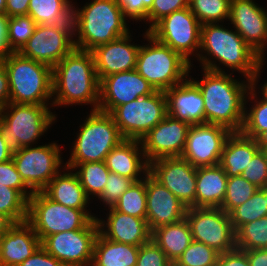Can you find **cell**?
Masks as SVG:
<instances>
[{
	"label": "cell",
	"mask_w": 267,
	"mask_h": 266,
	"mask_svg": "<svg viewBox=\"0 0 267 266\" xmlns=\"http://www.w3.org/2000/svg\"><path fill=\"white\" fill-rule=\"evenodd\" d=\"M197 55L203 64L204 77L201 82H193L204 99L205 123L224 126L231 132H240L244 122L246 98L248 95L251 96L248 99L257 98L255 85H251L249 79L243 83L234 80L214 60L211 61L199 53Z\"/></svg>",
	"instance_id": "1"
},
{
	"label": "cell",
	"mask_w": 267,
	"mask_h": 266,
	"mask_svg": "<svg viewBox=\"0 0 267 266\" xmlns=\"http://www.w3.org/2000/svg\"><path fill=\"white\" fill-rule=\"evenodd\" d=\"M99 80L91 51L74 48L52 68V105L92 104L99 107Z\"/></svg>",
	"instance_id": "2"
},
{
	"label": "cell",
	"mask_w": 267,
	"mask_h": 266,
	"mask_svg": "<svg viewBox=\"0 0 267 266\" xmlns=\"http://www.w3.org/2000/svg\"><path fill=\"white\" fill-rule=\"evenodd\" d=\"M126 17L116 0H94L80 10H72L73 36L77 49L91 51L99 45L127 35Z\"/></svg>",
	"instance_id": "3"
},
{
	"label": "cell",
	"mask_w": 267,
	"mask_h": 266,
	"mask_svg": "<svg viewBox=\"0 0 267 266\" xmlns=\"http://www.w3.org/2000/svg\"><path fill=\"white\" fill-rule=\"evenodd\" d=\"M232 70H237L256 86L264 62L235 30H228L218 23L201 25L200 50ZM258 76V77H257Z\"/></svg>",
	"instance_id": "4"
},
{
	"label": "cell",
	"mask_w": 267,
	"mask_h": 266,
	"mask_svg": "<svg viewBox=\"0 0 267 266\" xmlns=\"http://www.w3.org/2000/svg\"><path fill=\"white\" fill-rule=\"evenodd\" d=\"M3 61L8 74L9 102L47 105L53 96L52 68L19 52H10Z\"/></svg>",
	"instance_id": "5"
},
{
	"label": "cell",
	"mask_w": 267,
	"mask_h": 266,
	"mask_svg": "<svg viewBox=\"0 0 267 266\" xmlns=\"http://www.w3.org/2000/svg\"><path fill=\"white\" fill-rule=\"evenodd\" d=\"M148 45H140L135 70L155 91L165 92L189 77L191 64L178 52L157 41L148 31Z\"/></svg>",
	"instance_id": "6"
},
{
	"label": "cell",
	"mask_w": 267,
	"mask_h": 266,
	"mask_svg": "<svg viewBox=\"0 0 267 266\" xmlns=\"http://www.w3.org/2000/svg\"><path fill=\"white\" fill-rule=\"evenodd\" d=\"M47 106L9 102L0 108V132L12 154L32 145L56 120Z\"/></svg>",
	"instance_id": "7"
},
{
	"label": "cell",
	"mask_w": 267,
	"mask_h": 266,
	"mask_svg": "<svg viewBox=\"0 0 267 266\" xmlns=\"http://www.w3.org/2000/svg\"><path fill=\"white\" fill-rule=\"evenodd\" d=\"M71 157L65 165L104 161L124 138L110 113L92 110L79 130Z\"/></svg>",
	"instance_id": "8"
},
{
	"label": "cell",
	"mask_w": 267,
	"mask_h": 266,
	"mask_svg": "<svg viewBox=\"0 0 267 266\" xmlns=\"http://www.w3.org/2000/svg\"><path fill=\"white\" fill-rule=\"evenodd\" d=\"M88 210L66 207L49 199L42 191L34 192L28 200L26 222L42 242L55 233L84 229L96 216Z\"/></svg>",
	"instance_id": "9"
},
{
	"label": "cell",
	"mask_w": 267,
	"mask_h": 266,
	"mask_svg": "<svg viewBox=\"0 0 267 266\" xmlns=\"http://www.w3.org/2000/svg\"><path fill=\"white\" fill-rule=\"evenodd\" d=\"M124 139L141 140L167 114V100L163 91L139 97L117 106L110 113Z\"/></svg>",
	"instance_id": "10"
},
{
	"label": "cell",
	"mask_w": 267,
	"mask_h": 266,
	"mask_svg": "<svg viewBox=\"0 0 267 266\" xmlns=\"http://www.w3.org/2000/svg\"><path fill=\"white\" fill-rule=\"evenodd\" d=\"M185 218L193 240L214 248L220 254L236 248V233L230 215L221 208L189 207Z\"/></svg>",
	"instance_id": "11"
},
{
	"label": "cell",
	"mask_w": 267,
	"mask_h": 266,
	"mask_svg": "<svg viewBox=\"0 0 267 266\" xmlns=\"http://www.w3.org/2000/svg\"><path fill=\"white\" fill-rule=\"evenodd\" d=\"M60 145L56 143L38 147H22L13 154L12 160L17 172L30 191H42L60 172L62 163Z\"/></svg>",
	"instance_id": "12"
},
{
	"label": "cell",
	"mask_w": 267,
	"mask_h": 266,
	"mask_svg": "<svg viewBox=\"0 0 267 266\" xmlns=\"http://www.w3.org/2000/svg\"><path fill=\"white\" fill-rule=\"evenodd\" d=\"M148 32L157 41L178 52L190 64L189 56L200 49L201 23L189 7L165 16Z\"/></svg>",
	"instance_id": "13"
},
{
	"label": "cell",
	"mask_w": 267,
	"mask_h": 266,
	"mask_svg": "<svg viewBox=\"0 0 267 266\" xmlns=\"http://www.w3.org/2000/svg\"><path fill=\"white\" fill-rule=\"evenodd\" d=\"M73 22L37 25L19 53L53 68L74 48Z\"/></svg>",
	"instance_id": "14"
},
{
	"label": "cell",
	"mask_w": 267,
	"mask_h": 266,
	"mask_svg": "<svg viewBox=\"0 0 267 266\" xmlns=\"http://www.w3.org/2000/svg\"><path fill=\"white\" fill-rule=\"evenodd\" d=\"M99 227L93 219L84 229L47 236L41 246L64 266H91Z\"/></svg>",
	"instance_id": "15"
},
{
	"label": "cell",
	"mask_w": 267,
	"mask_h": 266,
	"mask_svg": "<svg viewBox=\"0 0 267 266\" xmlns=\"http://www.w3.org/2000/svg\"><path fill=\"white\" fill-rule=\"evenodd\" d=\"M231 133L226 127L211 123L190 125L181 157L196 168L218 165Z\"/></svg>",
	"instance_id": "16"
},
{
	"label": "cell",
	"mask_w": 267,
	"mask_h": 266,
	"mask_svg": "<svg viewBox=\"0 0 267 266\" xmlns=\"http://www.w3.org/2000/svg\"><path fill=\"white\" fill-rule=\"evenodd\" d=\"M187 208L195 207L197 168L182 157H164L149 163L148 172Z\"/></svg>",
	"instance_id": "17"
},
{
	"label": "cell",
	"mask_w": 267,
	"mask_h": 266,
	"mask_svg": "<svg viewBox=\"0 0 267 266\" xmlns=\"http://www.w3.org/2000/svg\"><path fill=\"white\" fill-rule=\"evenodd\" d=\"M154 92V88L135 69L111 74L100 81L98 110L111 113L117 106Z\"/></svg>",
	"instance_id": "18"
},
{
	"label": "cell",
	"mask_w": 267,
	"mask_h": 266,
	"mask_svg": "<svg viewBox=\"0 0 267 266\" xmlns=\"http://www.w3.org/2000/svg\"><path fill=\"white\" fill-rule=\"evenodd\" d=\"M190 124L167 115L140 140L148 163L164 157H181Z\"/></svg>",
	"instance_id": "19"
},
{
	"label": "cell",
	"mask_w": 267,
	"mask_h": 266,
	"mask_svg": "<svg viewBox=\"0 0 267 266\" xmlns=\"http://www.w3.org/2000/svg\"><path fill=\"white\" fill-rule=\"evenodd\" d=\"M231 24L245 43L261 58L267 42V12L252 0H231Z\"/></svg>",
	"instance_id": "20"
},
{
	"label": "cell",
	"mask_w": 267,
	"mask_h": 266,
	"mask_svg": "<svg viewBox=\"0 0 267 266\" xmlns=\"http://www.w3.org/2000/svg\"><path fill=\"white\" fill-rule=\"evenodd\" d=\"M146 220L151 233L185 218L187 207L166 187L146 174Z\"/></svg>",
	"instance_id": "21"
},
{
	"label": "cell",
	"mask_w": 267,
	"mask_h": 266,
	"mask_svg": "<svg viewBox=\"0 0 267 266\" xmlns=\"http://www.w3.org/2000/svg\"><path fill=\"white\" fill-rule=\"evenodd\" d=\"M129 34L91 50L99 82L111 74L136 68L140 46L130 44Z\"/></svg>",
	"instance_id": "22"
},
{
	"label": "cell",
	"mask_w": 267,
	"mask_h": 266,
	"mask_svg": "<svg viewBox=\"0 0 267 266\" xmlns=\"http://www.w3.org/2000/svg\"><path fill=\"white\" fill-rule=\"evenodd\" d=\"M167 114L190 125L205 123L204 99L192 79L175 85L165 92Z\"/></svg>",
	"instance_id": "23"
},
{
	"label": "cell",
	"mask_w": 267,
	"mask_h": 266,
	"mask_svg": "<svg viewBox=\"0 0 267 266\" xmlns=\"http://www.w3.org/2000/svg\"><path fill=\"white\" fill-rule=\"evenodd\" d=\"M107 222L99 220L97 223L99 233L106 239L118 243L141 246L151 240V231L146 218H137L117 211L114 207L109 208ZM106 226V228H104ZM105 229V230H104Z\"/></svg>",
	"instance_id": "24"
},
{
	"label": "cell",
	"mask_w": 267,
	"mask_h": 266,
	"mask_svg": "<svg viewBox=\"0 0 267 266\" xmlns=\"http://www.w3.org/2000/svg\"><path fill=\"white\" fill-rule=\"evenodd\" d=\"M41 246L39 236L25 221L0 236V266H18Z\"/></svg>",
	"instance_id": "25"
},
{
	"label": "cell",
	"mask_w": 267,
	"mask_h": 266,
	"mask_svg": "<svg viewBox=\"0 0 267 266\" xmlns=\"http://www.w3.org/2000/svg\"><path fill=\"white\" fill-rule=\"evenodd\" d=\"M139 146L142 147L140 140L124 139L105 157V165L110 172L128 177L134 182L143 179L139 174L149 172V163L145 158L143 149Z\"/></svg>",
	"instance_id": "26"
},
{
	"label": "cell",
	"mask_w": 267,
	"mask_h": 266,
	"mask_svg": "<svg viewBox=\"0 0 267 266\" xmlns=\"http://www.w3.org/2000/svg\"><path fill=\"white\" fill-rule=\"evenodd\" d=\"M228 176L218 164L198 167L196 175L195 207L220 208L226 194Z\"/></svg>",
	"instance_id": "27"
},
{
	"label": "cell",
	"mask_w": 267,
	"mask_h": 266,
	"mask_svg": "<svg viewBox=\"0 0 267 266\" xmlns=\"http://www.w3.org/2000/svg\"><path fill=\"white\" fill-rule=\"evenodd\" d=\"M259 149L256 139L232 132L224 144L219 165L228 177L240 176Z\"/></svg>",
	"instance_id": "28"
},
{
	"label": "cell",
	"mask_w": 267,
	"mask_h": 266,
	"mask_svg": "<svg viewBox=\"0 0 267 266\" xmlns=\"http://www.w3.org/2000/svg\"><path fill=\"white\" fill-rule=\"evenodd\" d=\"M54 202L73 209L86 210L87 196L76 173H58L42 190Z\"/></svg>",
	"instance_id": "29"
},
{
	"label": "cell",
	"mask_w": 267,
	"mask_h": 266,
	"mask_svg": "<svg viewBox=\"0 0 267 266\" xmlns=\"http://www.w3.org/2000/svg\"><path fill=\"white\" fill-rule=\"evenodd\" d=\"M139 246L118 243L96 236L91 266H136Z\"/></svg>",
	"instance_id": "30"
},
{
	"label": "cell",
	"mask_w": 267,
	"mask_h": 266,
	"mask_svg": "<svg viewBox=\"0 0 267 266\" xmlns=\"http://www.w3.org/2000/svg\"><path fill=\"white\" fill-rule=\"evenodd\" d=\"M151 239L163 250L172 264L193 241L191 228L186 218L155 229Z\"/></svg>",
	"instance_id": "31"
},
{
	"label": "cell",
	"mask_w": 267,
	"mask_h": 266,
	"mask_svg": "<svg viewBox=\"0 0 267 266\" xmlns=\"http://www.w3.org/2000/svg\"><path fill=\"white\" fill-rule=\"evenodd\" d=\"M72 5L69 0H30L28 15L37 25L70 23Z\"/></svg>",
	"instance_id": "32"
},
{
	"label": "cell",
	"mask_w": 267,
	"mask_h": 266,
	"mask_svg": "<svg viewBox=\"0 0 267 266\" xmlns=\"http://www.w3.org/2000/svg\"><path fill=\"white\" fill-rule=\"evenodd\" d=\"M64 166V169L66 170L67 168L68 170H74L78 167L80 168V170L78 169L75 173L88 197L92 194L99 197L102 194L110 173V170L107 168L104 161Z\"/></svg>",
	"instance_id": "33"
},
{
	"label": "cell",
	"mask_w": 267,
	"mask_h": 266,
	"mask_svg": "<svg viewBox=\"0 0 267 266\" xmlns=\"http://www.w3.org/2000/svg\"><path fill=\"white\" fill-rule=\"evenodd\" d=\"M229 215L235 231L241 225L267 216V186L259 188L248 201L234 208Z\"/></svg>",
	"instance_id": "34"
},
{
	"label": "cell",
	"mask_w": 267,
	"mask_h": 266,
	"mask_svg": "<svg viewBox=\"0 0 267 266\" xmlns=\"http://www.w3.org/2000/svg\"><path fill=\"white\" fill-rule=\"evenodd\" d=\"M144 176L142 180L133 182L121 195L119 201L114 206L117 211L137 218H146V174Z\"/></svg>",
	"instance_id": "35"
},
{
	"label": "cell",
	"mask_w": 267,
	"mask_h": 266,
	"mask_svg": "<svg viewBox=\"0 0 267 266\" xmlns=\"http://www.w3.org/2000/svg\"><path fill=\"white\" fill-rule=\"evenodd\" d=\"M235 233L237 249H267V216L241 225Z\"/></svg>",
	"instance_id": "36"
},
{
	"label": "cell",
	"mask_w": 267,
	"mask_h": 266,
	"mask_svg": "<svg viewBox=\"0 0 267 266\" xmlns=\"http://www.w3.org/2000/svg\"><path fill=\"white\" fill-rule=\"evenodd\" d=\"M231 0H189L188 7L201 25L217 23L230 17Z\"/></svg>",
	"instance_id": "37"
},
{
	"label": "cell",
	"mask_w": 267,
	"mask_h": 266,
	"mask_svg": "<svg viewBox=\"0 0 267 266\" xmlns=\"http://www.w3.org/2000/svg\"><path fill=\"white\" fill-rule=\"evenodd\" d=\"M37 24L29 15L10 17L7 20V44L10 52H19L33 35Z\"/></svg>",
	"instance_id": "38"
},
{
	"label": "cell",
	"mask_w": 267,
	"mask_h": 266,
	"mask_svg": "<svg viewBox=\"0 0 267 266\" xmlns=\"http://www.w3.org/2000/svg\"><path fill=\"white\" fill-rule=\"evenodd\" d=\"M258 189L241 175L228 177L225 198L220 208L229 214L234 208L248 201Z\"/></svg>",
	"instance_id": "39"
},
{
	"label": "cell",
	"mask_w": 267,
	"mask_h": 266,
	"mask_svg": "<svg viewBox=\"0 0 267 266\" xmlns=\"http://www.w3.org/2000/svg\"><path fill=\"white\" fill-rule=\"evenodd\" d=\"M28 201L16 190L0 184V212L14 224L27 220Z\"/></svg>",
	"instance_id": "40"
},
{
	"label": "cell",
	"mask_w": 267,
	"mask_h": 266,
	"mask_svg": "<svg viewBox=\"0 0 267 266\" xmlns=\"http://www.w3.org/2000/svg\"><path fill=\"white\" fill-rule=\"evenodd\" d=\"M219 254L214 248L193 240L173 266H216Z\"/></svg>",
	"instance_id": "41"
},
{
	"label": "cell",
	"mask_w": 267,
	"mask_h": 266,
	"mask_svg": "<svg viewBox=\"0 0 267 266\" xmlns=\"http://www.w3.org/2000/svg\"><path fill=\"white\" fill-rule=\"evenodd\" d=\"M249 113H244V122L241 133L249 138L256 139L263 131L267 130V99L262 98L261 101H255Z\"/></svg>",
	"instance_id": "42"
},
{
	"label": "cell",
	"mask_w": 267,
	"mask_h": 266,
	"mask_svg": "<svg viewBox=\"0 0 267 266\" xmlns=\"http://www.w3.org/2000/svg\"><path fill=\"white\" fill-rule=\"evenodd\" d=\"M241 176L258 188L267 186V150L259 149Z\"/></svg>",
	"instance_id": "43"
},
{
	"label": "cell",
	"mask_w": 267,
	"mask_h": 266,
	"mask_svg": "<svg viewBox=\"0 0 267 266\" xmlns=\"http://www.w3.org/2000/svg\"><path fill=\"white\" fill-rule=\"evenodd\" d=\"M133 180L110 172L102 194L98 197L108 207H114L121 195L133 184Z\"/></svg>",
	"instance_id": "44"
},
{
	"label": "cell",
	"mask_w": 267,
	"mask_h": 266,
	"mask_svg": "<svg viewBox=\"0 0 267 266\" xmlns=\"http://www.w3.org/2000/svg\"><path fill=\"white\" fill-rule=\"evenodd\" d=\"M0 184L16 189L27 201L34 193L27 190L29 187L17 172L12 159L0 163Z\"/></svg>",
	"instance_id": "45"
},
{
	"label": "cell",
	"mask_w": 267,
	"mask_h": 266,
	"mask_svg": "<svg viewBox=\"0 0 267 266\" xmlns=\"http://www.w3.org/2000/svg\"><path fill=\"white\" fill-rule=\"evenodd\" d=\"M136 266H173L163 250L151 239L139 247Z\"/></svg>",
	"instance_id": "46"
},
{
	"label": "cell",
	"mask_w": 267,
	"mask_h": 266,
	"mask_svg": "<svg viewBox=\"0 0 267 266\" xmlns=\"http://www.w3.org/2000/svg\"><path fill=\"white\" fill-rule=\"evenodd\" d=\"M189 0H153V5L148 11L147 21L149 31L158 21L175 11H179L188 7Z\"/></svg>",
	"instance_id": "47"
},
{
	"label": "cell",
	"mask_w": 267,
	"mask_h": 266,
	"mask_svg": "<svg viewBox=\"0 0 267 266\" xmlns=\"http://www.w3.org/2000/svg\"><path fill=\"white\" fill-rule=\"evenodd\" d=\"M125 17L134 20H147L148 11L153 5V0H116Z\"/></svg>",
	"instance_id": "48"
},
{
	"label": "cell",
	"mask_w": 267,
	"mask_h": 266,
	"mask_svg": "<svg viewBox=\"0 0 267 266\" xmlns=\"http://www.w3.org/2000/svg\"><path fill=\"white\" fill-rule=\"evenodd\" d=\"M18 266H64L54 256L49 254L42 246H40L35 253L24 260Z\"/></svg>",
	"instance_id": "49"
},
{
	"label": "cell",
	"mask_w": 267,
	"mask_h": 266,
	"mask_svg": "<svg viewBox=\"0 0 267 266\" xmlns=\"http://www.w3.org/2000/svg\"><path fill=\"white\" fill-rule=\"evenodd\" d=\"M216 266H249V262L246 253L235 248L230 252L219 254Z\"/></svg>",
	"instance_id": "50"
},
{
	"label": "cell",
	"mask_w": 267,
	"mask_h": 266,
	"mask_svg": "<svg viewBox=\"0 0 267 266\" xmlns=\"http://www.w3.org/2000/svg\"><path fill=\"white\" fill-rule=\"evenodd\" d=\"M30 0H6L5 14L8 18L28 15Z\"/></svg>",
	"instance_id": "51"
},
{
	"label": "cell",
	"mask_w": 267,
	"mask_h": 266,
	"mask_svg": "<svg viewBox=\"0 0 267 266\" xmlns=\"http://www.w3.org/2000/svg\"><path fill=\"white\" fill-rule=\"evenodd\" d=\"M10 100L8 74L3 59H0V108L6 106Z\"/></svg>",
	"instance_id": "52"
},
{
	"label": "cell",
	"mask_w": 267,
	"mask_h": 266,
	"mask_svg": "<svg viewBox=\"0 0 267 266\" xmlns=\"http://www.w3.org/2000/svg\"><path fill=\"white\" fill-rule=\"evenodd\" d=\"M249 262V266H267V249L243 250Z\"/></svg>",
	"instance_id": "53"
},
{
	"label": "cell",
	"mask_w": 267,
	"mask_h": 266,
	"mask_svg": "<svg viewBox=\"0 0 267 266\" xmlns=\"http://www.w3.org/2000/svg\"><path fill=\"white\" fill-rule=\"evenodd\" d=\"M7 20L6 14H0V59H4L10 53L7 44Z\"/></svg>",
	"instance_id": "54"
},
{
	"label": "cell",
	"mask_w": 267,
	"mask_h": 266,
	"mask_svg": "<svg viewBox=\"0 0 267 266\" xmlns=\"http://www.w3.org/2000/svg\"><path fill=\"white\" fill-rule=\"evenodd\" d=\"M13 154L6 147V141L4 140L1 132H0V163L9 161L12 159Z\"/></svg>",
	"instance_id": "55"
},
{
	"label": "cell",
	"mask_w": 267,
	"mask_h": 266,
	"mask_svg": "<svg viewBox=\"0 0 267 266\" xmlns=\"http://www.w3.org/2000/svg\"><path fill=\"white\" fill-rule=\"evenodd\" d=\"M14 223L3 213L0 212V236L8 231Z\"/></svg>",
	"instance_id": "56"
},
{
	"label": "cell",
	"mask_w": 267,
	"mask_h": 266,
	"mask_svg": "<svg viewBox=\"0 0 267 266\" xmlns=\"http://www.w3.org/2000/svg\"><path fill=\"white\" fill-rule=\"evenodd\" d=\"M257 144L260 149L267 150V130L263 131L257 138Z\"/></svg>",
	"instance_id": "57"
},
{
	"label": "cell",
	"mask_w": 267,
	"mask_h": 266,
	"mask_svg": "<svg viewBox=\"0 0 267 266\" xmlns=\"http://www.w3.org/2000/svg\"><path fill=\"white\" fill-rule=\"evenodd\" d=\"M261 93H262V97L264 99H267V82L265 84H263L262 88H261Z\"/></svg>",
	"instance_id": "58"
},
{
	"label": "cell",
	"mask_w": 267,
	"mask_h": 266,
	"mask_svg": "<svg viewBox=\"0 0 267 266\" xmlns=\"http://www.w3.org/2000/svg\"><path fill=\"white\" fill-rule=\"evenodd\" d=\"M6 0H0V14H5Z\"/></svg>",
	"instance_id": "59"
}]
</instances>
